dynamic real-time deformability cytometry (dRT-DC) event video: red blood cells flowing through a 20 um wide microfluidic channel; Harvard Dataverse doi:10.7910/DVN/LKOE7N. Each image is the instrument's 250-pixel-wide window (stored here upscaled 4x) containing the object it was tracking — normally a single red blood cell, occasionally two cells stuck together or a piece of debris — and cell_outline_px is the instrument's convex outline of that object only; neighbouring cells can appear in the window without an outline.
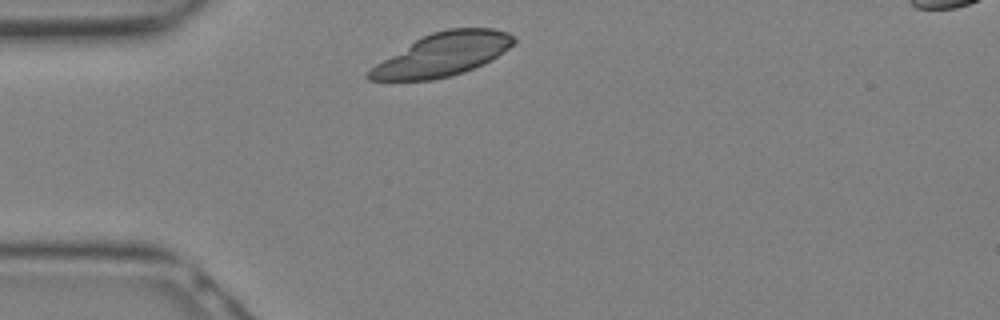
{"species": "Egyptian fruit bat (a non-hibernating species)", "species_latin": "Rousettus aegyptiacus", "temperature_condition": "warm", "stored_images_in_passage": 4, "camera_frame_rate_fps": 3000, "um_per_image_px": 0.085, "animal": {"sex": "female"}, "frame": {"image": 1, "passage_image": 1, "time_ms": 0.0, "image_size_px": [1000, 320], "cell_outline_px": [[516, 40], [508, 48], [492, 60], [484, 64], [464, 72], [452, 76], [432, 80], [368, 80], [364, 76], [376, 64], [416, 40], [432, 32], [448, 28], [492, 28], [508, 32], [516, 36]], "centroid_in_image_um": [37.66, 4.64], "position_along_channel_um": 47.3, "area_um2": 36.07}}